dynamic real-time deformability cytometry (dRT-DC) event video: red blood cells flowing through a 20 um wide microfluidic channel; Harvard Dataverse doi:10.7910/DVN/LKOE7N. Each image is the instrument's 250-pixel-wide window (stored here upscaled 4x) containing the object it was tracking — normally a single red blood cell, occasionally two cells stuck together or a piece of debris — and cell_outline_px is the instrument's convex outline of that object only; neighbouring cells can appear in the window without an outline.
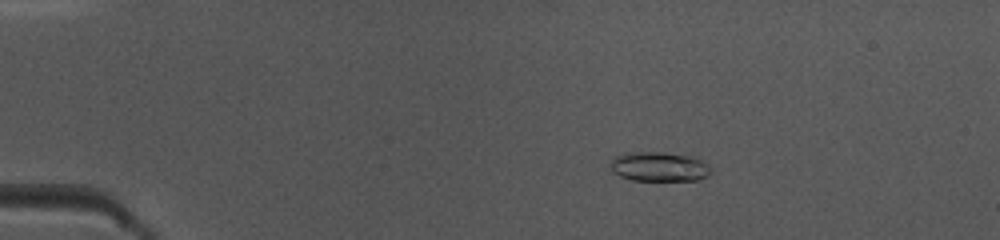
{"species": "common noctule bat (a hibernating species)", "species_latin": "Nyctalus noctula", "temperature_condition": "warm", "stored_images_in_passage": 50, "camera_frame_rate_fps": 3000, "um_per_image_px": 0.085, "animal": {"sex": "female", "body_mass_g": 10.0, "forearm_length_mm": 53.1}, "frame": {"image": 1, "passage_image": 10, "time_ms": 3.0, "image_size_px": [1000, 240], "cell_outline_px": [[712, 172], [708, 176], [696, 180], [632, 180], [620, 176], [612, 172], [608, 164], [616, 156], [628, 152], [664, 152], [688, 156], [700, 160], [708, 164], [712, 168]], "centroid_in_image_um": [56.01, 14.17], "position_along_channel_um": 29.0, "area_um2": 17.34}}
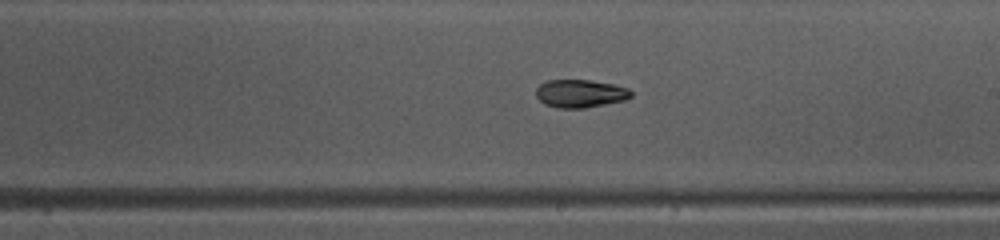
{"frame": {"image": 2, "passage_image": 30, "time_ms": 9.667, "image_size_px": [1000, 240], "cell_outline_px": [[632, 96], [624, 100], [584, 108], [560, 108], [544, 104], [536, 96], [536, 88], [544, 80], [592, 80], [612, 84], [628, 88], [632, 92]], "centroid_in_image_um": [49.3, 7.94], "position_along_channel_um": 239.7, "area_um2": 15.49}}
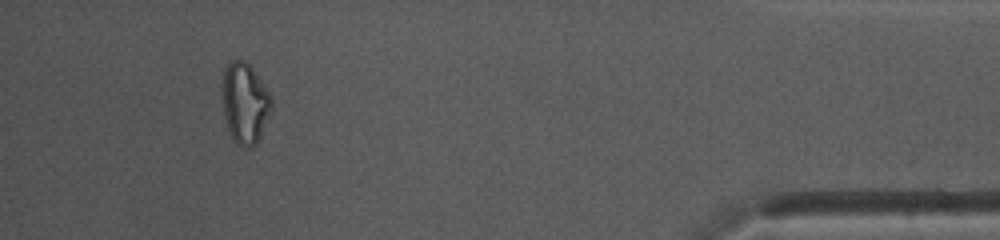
{"frame": {"image": 3, "passage_image": 47, "time_ms": 15.333, "image_size_px": [1000, 240], "cell_outline_px": [[272, 108], [260, 136], [256, 144], [252, 148], [244, 148], [236, 144], [232, 140], [228, 132], [224, 120], [220, 92], [224, 72], [228, 64], [232, 60], [244, 60], [252, 68], [272, 96]], "centroid_in_image_um": [20.78, 8.81], "position_along_channel_um": 414.4, "area_um2": 23.7}, "authors_computed_cell_mechanics": {"area_um2": 16.473, "velocity_mm_per_s": 4.0323, "shape_relaxation_time_tau1_ms": 6.4449, "shape_relaxation_time_tau2_ms": null, "deformation_change_tau1": 0.1772, "deformation_change_tau2": null}}